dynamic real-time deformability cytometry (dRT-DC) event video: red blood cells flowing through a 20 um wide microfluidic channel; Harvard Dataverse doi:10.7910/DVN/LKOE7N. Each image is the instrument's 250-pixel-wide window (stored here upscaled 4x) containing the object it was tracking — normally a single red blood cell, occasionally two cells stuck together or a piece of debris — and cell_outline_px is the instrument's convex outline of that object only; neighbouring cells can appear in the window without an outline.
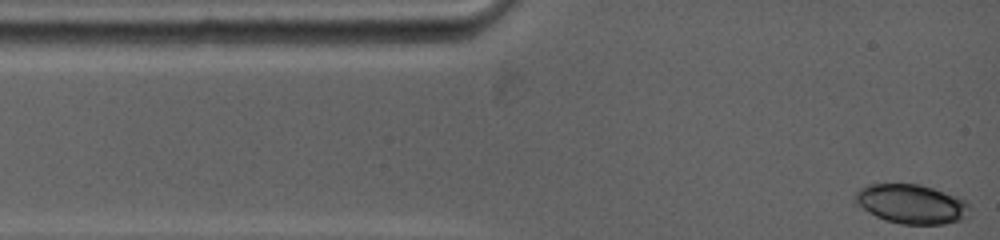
{"species": "common noctule bat (a hibernating species)", "species_latin": "Nyctalus noctula", "temperature_condition": "warm", "stored_images_in_passage": 25, "camera_frame_rate_fps": 5000, "um_per_image_px": 0.085, "animal": {"sex": "female", "body_mass_g": 19.0, "forearm_length_mm": 53.3}, "frame": {"image": 1, "passage_image": 1, "time_ms": 0.0, "image_size_px": [1000, 240], "cell_outline_px": [[968, 216], [964, 220], [944, 224], [900, 224], [884, 220], [868, 212], [856, 204], [852, 200], [852, 196], [860, 188], [868, 184], [920, 184], [960, 196], [968, 200]], "centroid_in_image_um": [77.48, 17.33], "position_along_channel_um": 7.5, "area_um2": 26.76}}
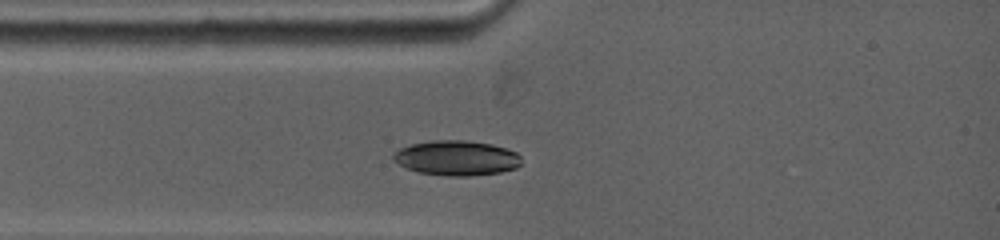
{"frame": {"image": 2, "passage_image": 20, "time_ms": 2.2, "image_size_px": [1000, 240], "cell_outline_px": [[520, 164], [516, 168], [500, 172], [468, 176], [448, 176], [420, 172], [408, 168], [392, 160], [392, 152], [400, 148], [412, 144], [432, 140], [464, 140], [492, 144], [516, 152], [520, 156]], "centroid_in_image_um": [38.79, 13.42], "position_along_channel_um": 46.2, "area_um2": 25.95}}